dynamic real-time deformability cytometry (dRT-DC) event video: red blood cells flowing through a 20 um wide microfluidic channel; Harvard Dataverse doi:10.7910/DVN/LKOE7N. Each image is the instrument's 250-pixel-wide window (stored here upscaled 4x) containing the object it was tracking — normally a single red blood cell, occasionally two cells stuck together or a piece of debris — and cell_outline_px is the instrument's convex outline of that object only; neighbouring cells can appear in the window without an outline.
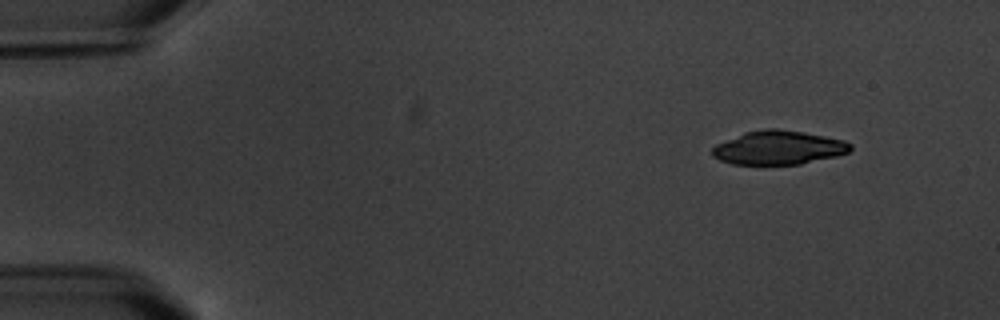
{"species": "common noctule bat (a hibernating species)", "species_latin": "Nyctalus noctula", "temperature_condition": "warm", "stored_images_in_passage": 4, "camera_frame_rate_fps": 3000, "um_per_image_px": 0.085, "animal": {"sex": "male", "body_mass_g": 20.1, "forearm_length_mm": 53.5}, "frame": {"image": 1, "passage_image": 1, "time_ms": 0.0, "image_size_px": [1000, 320], "cell_outline_px": [[852, 148], [848, 152], [836, 156], [800, 164], [732, 164], [720, 160], [712, 156], [712, 148], [716, 144], [744, 132], [764, 128], [776, 128], [824, 136], [844, 140], [852, 144]], "centroid_in_image_um": [66.15, 12.55], "position_along_channel_um": 18.8, "area_um2": 27.11}}
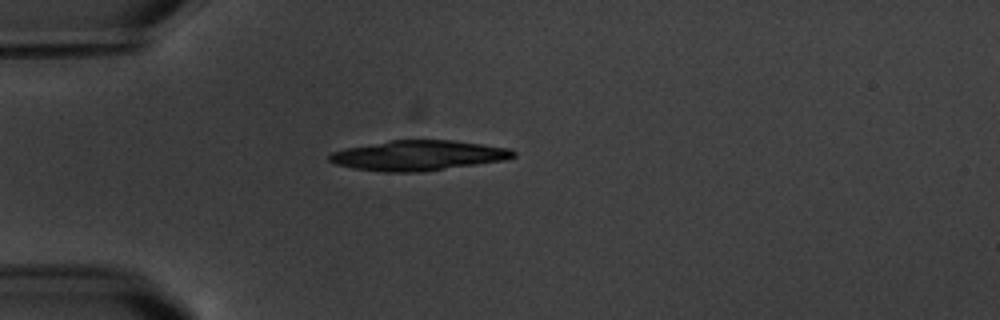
{"frame": {"image": 2, "passage_image": 4, "time_ms": 3.333, "image_size_px": [1000, 320], "cell_outline_px": [[516, 156], [504, 160], [424, 172], [384, 172], [352, 168], [336, 164], [328, 160], [328, 156], [332, 152], [344, 148], [388, 140], [452, 140], [512, 148], [516, 152]], "centroid_in_image_um": [35.55, 13.21], "position_along_channel_um": 49.4, "area_um2": 32.48}}